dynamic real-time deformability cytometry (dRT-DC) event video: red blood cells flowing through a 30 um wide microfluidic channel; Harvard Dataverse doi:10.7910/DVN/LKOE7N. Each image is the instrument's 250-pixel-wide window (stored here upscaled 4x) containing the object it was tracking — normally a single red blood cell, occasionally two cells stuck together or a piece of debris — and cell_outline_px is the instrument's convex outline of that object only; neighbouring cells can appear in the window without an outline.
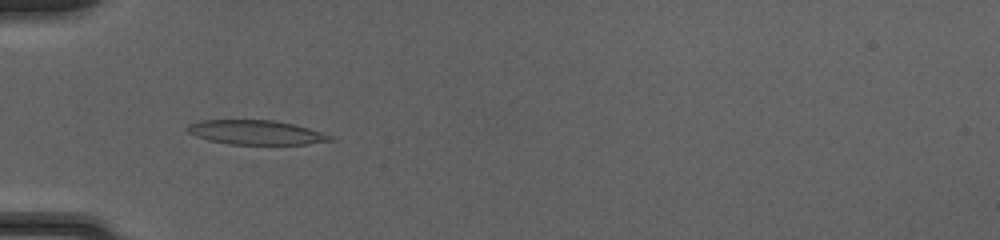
{"species": "common noctule bat (a hibernating species)", "species_latin": "Nyctalus noctula", "temperature_condition": "cold", "stored_images_in_passage": 51, "camera_frame_rate_fps": 3000, "um_per_image_px": 0.085, "animal": {"sex": "female", "body_mass_g": 20.0, "forearm_length_mm": 54.0}, "frame": {"image": 1, "passage_image": 18, "time_ms": 5.667, "image_size_px": [1000, 240], "cell_outline_px": [[336, 140], [308, 144], [228, 144], [208, 140], [196, 136], [188, 132], [184, 128], [188, 124], [200, 120], [272, 120], [292, 124], [308, 128], [332, 136]], "centroid_in_image_um": [21.72, 11.25], "position_along_channel_um": 63.3, "area_um2": 20.23}}
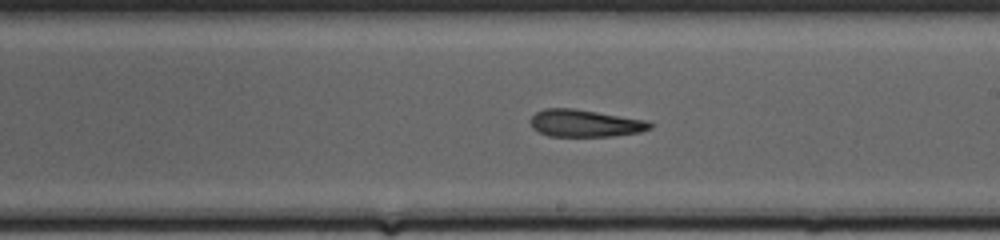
{"frame": {"image": 2, "passage_image": 31, "time_ms": 10.0, "image_size_px": [1000, 240], "cell_outline_px": [[656, 124], [652, 128], [640, 132], [612, 136], [548, 136], [532, 128], [532, 116], [536, 112], [544, 108], [572, 108], [648, 120]], "centroid_in_image_um": [49.78, 10.47], "position_along_channel_um": 239.2, "area_um2": 19.02}}
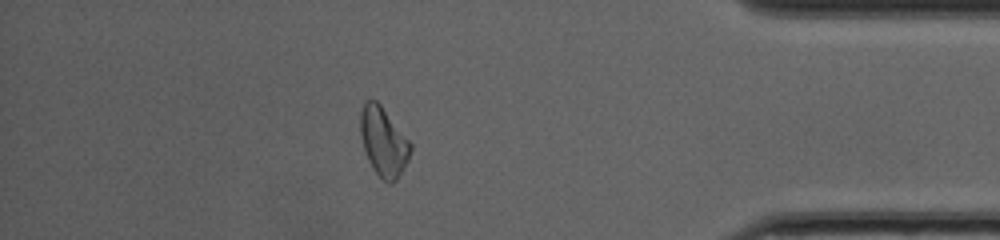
{"frame": {"image": 3, "passage_image": 45, "time_ms": 14.667, "image_size_px": [1000, 240], "cell_outline_px": [[412, 148], [408, 160], [396, 180], [392, 184], [388, 184], [372, 168], [368, 160], [360, 136], [360, 112], [364, 100], [376, 100], [380, 104], [412, 144]], "centroid_in_image_um": [32.58, 12.04], "position_along_channel_um": 402.6, "area_um2": 20.06}, "authors_computed_cell_mechanics": {"area_um2": 20.2878, "velocity_mm_per_s": 4.1617, "shape_relaxation_time_tau1_ms": null, "shape_relaxation_time_tau2_ms": 0.7733, "deformation_change_tau1": null, "deformation_change_tau2": 0.0722}}